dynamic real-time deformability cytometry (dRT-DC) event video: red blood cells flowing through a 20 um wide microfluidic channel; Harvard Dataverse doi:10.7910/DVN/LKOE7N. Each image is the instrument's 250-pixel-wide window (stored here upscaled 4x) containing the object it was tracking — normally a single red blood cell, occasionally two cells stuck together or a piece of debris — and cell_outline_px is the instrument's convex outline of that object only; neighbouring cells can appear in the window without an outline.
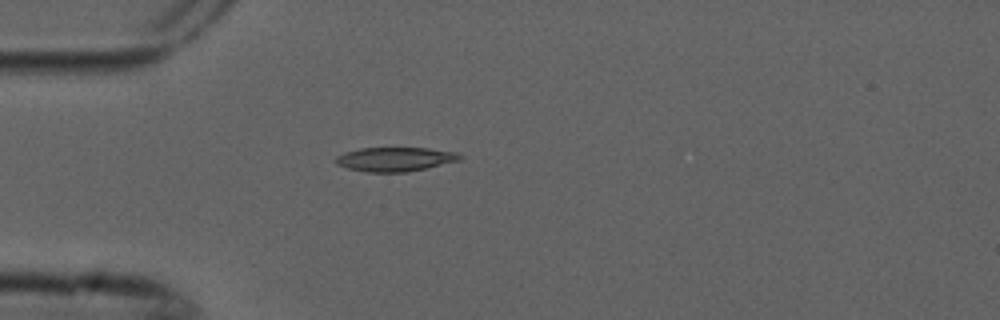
{"species": "common noctule bat (a hibernating species)", "species_latin": "Nyctalus noctula", "temperature_condition": "cold", "stored_images_in_passage": 4, "camera_frame_rate_fps": 3000, "um_per_image_px": 0.085, "animal": {"sex": "male", "forearm_length_mm": 52.5}, "frame": {"image": 1, "passage_image": 4, "time_ms": 1.0, "image_size_px": [1000, 320], "cell_outline_px": [[464, 156], [460, 160], [408, 172], [368, 172], [348, 168], [336, 164], [336, 156], [344, 152], [360, 148], [428, 148], [456, 152]], "centroid_in_image_um": [33.59, 13.53], "position_along_channel_um": 51.4, "area_um2": 17.4}}